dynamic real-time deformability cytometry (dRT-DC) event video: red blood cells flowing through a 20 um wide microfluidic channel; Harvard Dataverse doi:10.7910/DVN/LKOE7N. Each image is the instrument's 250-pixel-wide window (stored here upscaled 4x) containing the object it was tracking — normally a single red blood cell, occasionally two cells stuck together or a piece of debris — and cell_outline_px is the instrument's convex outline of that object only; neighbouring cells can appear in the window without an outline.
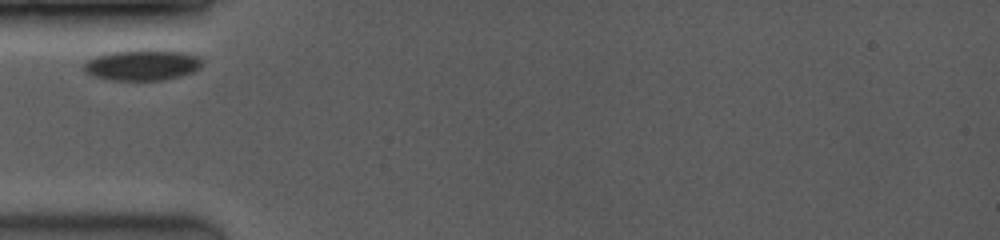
{"species": "common noctule bat (a hibernating species)", "species_latin": "Nyctalus noctula", "temperature_condition": "room temperature", "stored_images_in_passage": 22, "camera_frame_rate_fps": 3500, "um_per_image_px": 0.085, "animal": {"sex": "female", "body_mass_g": 19.0, "forearm_length_mm": 53.3}, "frame": {"image": 1, "passage_image": 1, "time_ms": 0.0, "image_size_px": [1000, 240], "cell_outline_px": [[204, 64], [196, 72], [164, 80], [112, 80], [92, 76], [84, 72], [84, 64], [88, 60], [96, 56], [112, 52], [140, 48], [148, 48], [184, 52], [200, 56], [204, 60]], "centroid_in_image_um": [12.17, 5.5], "position_along_channel_um": 72.8, "area_um2": 21.91}}
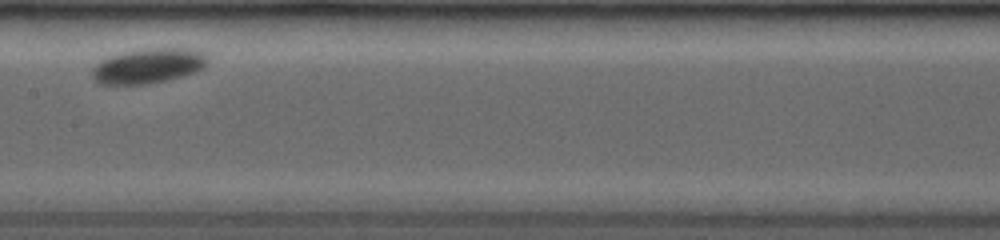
{"frame": {"image": 2, "passage_image": 9, "time_ms": 3.429, "image_size_px": [1000, 240], "cell_outline_px": [[208, 60], [204, 68], [196, 72], [168, 80], [148, 84], [100, 84], [92, 76], [92, 68], [100, 60], [108, 56], [124, 52], [148, 48], [184, 48], [200, 52]], "centroid_in_image_um": [12.58, 5.61], "position_along_channel_um": 194.8, "area_um2": 23.41}}
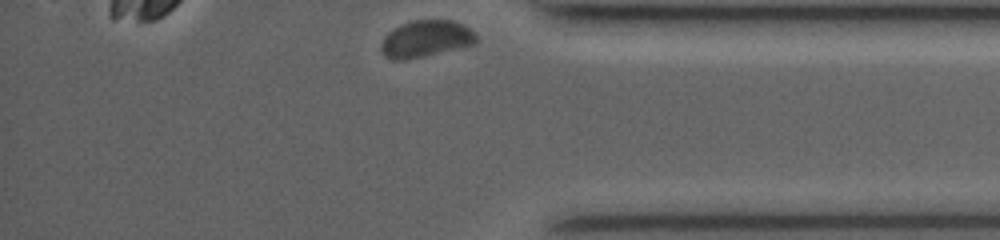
{"frame": {"image": 3, "passage_image": 22, "time_ms": 9.143, "image_size_px": [1000, 240], "cell_outline_px": [[476, 44], [424, 56], [404, 60], [392, 60], [384, 56], [380, 48], [380, 44], [384, 36], [388, 32], [400, 24], [412, 20], [452, 20], [468, 28], [476, 36]], "centroid_in_image_um": [36.14, 3.31], "position_along_channel_um": 399.1, "area_um2": 20.35}}